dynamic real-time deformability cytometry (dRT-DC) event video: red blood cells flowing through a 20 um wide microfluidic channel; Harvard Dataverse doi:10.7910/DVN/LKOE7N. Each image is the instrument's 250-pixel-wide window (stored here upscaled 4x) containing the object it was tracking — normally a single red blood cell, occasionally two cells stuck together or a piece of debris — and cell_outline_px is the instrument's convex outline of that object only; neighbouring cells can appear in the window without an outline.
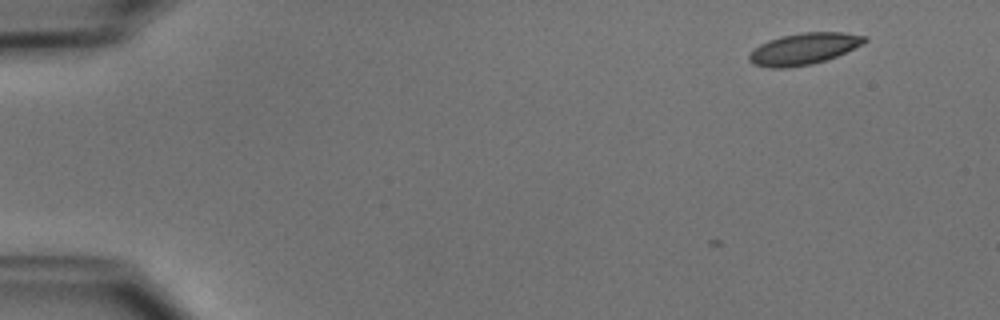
{"species": "common noctule bat (a hibernating species)", "species_latin": "Nyctalus noctula", "temperature_condition": "cold", "stored_images_in_passage": 4, "camera_frame_rate_fps": 3000, "um_per_image_px": 0.085, "animal": {"sex": "male", "body_mass_g": 15.6}, "frame": {"image": 1, "passage_image": 1, "time_ms": 0.0, "image_size_px": [1000, 320], "cell_outline_px": [[868, 40], [864, 44], [836, 56], [812, 64], [788, 68], [768, 68], [752, 64], [748, 60], [748, 56], [760, 44], [768, 40], [780, 36], [800, 32], [844, 32], [868, 36]], "centroid_in_image_um": [68.33, 4.14], "position_along_channel_um": 16.7, "area_um2": 21.39}}